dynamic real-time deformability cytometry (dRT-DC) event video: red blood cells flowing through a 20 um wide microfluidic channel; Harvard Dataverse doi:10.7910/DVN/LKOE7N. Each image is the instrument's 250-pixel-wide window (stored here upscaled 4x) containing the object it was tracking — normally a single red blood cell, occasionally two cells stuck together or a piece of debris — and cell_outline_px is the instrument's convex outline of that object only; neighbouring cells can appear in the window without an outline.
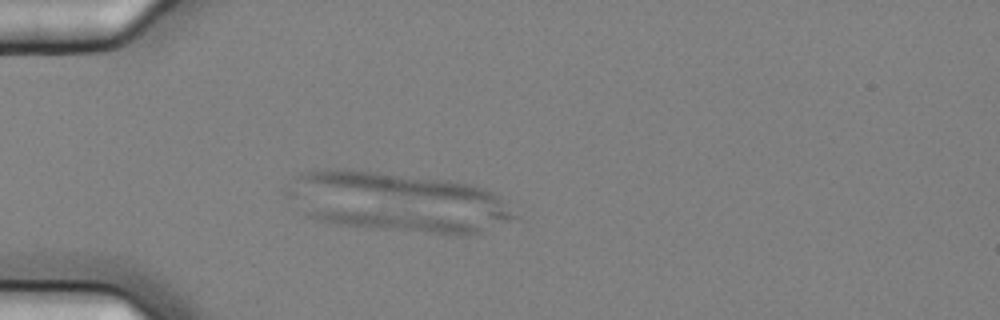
{"species": "common noctule bat (a hibernating species)", "species_latin": "Nyctalus noctula", "temperature_condition": "cold", "stored_images_in_passage": 3, "camera_frame_rate_fps": 3000, "um_per_image_px": 0.085, "animal": {"sex": "female", "body_mass_g": 25.1}, "frame": {"image": 1, "passage_image": 2, "time_ms": 0.333, "image_size_px": [1000, 320], "cell_outline_px": [[480, 232], [460, 236], [332, 224], [312, 220], [304, 212], [376, 212], [420, 216], [452, 220], [480, 224]], "centroid_in_image_um": [33.75, 18.91], "position_along_channel_um": 51.2, "area_um2": 17.46}}